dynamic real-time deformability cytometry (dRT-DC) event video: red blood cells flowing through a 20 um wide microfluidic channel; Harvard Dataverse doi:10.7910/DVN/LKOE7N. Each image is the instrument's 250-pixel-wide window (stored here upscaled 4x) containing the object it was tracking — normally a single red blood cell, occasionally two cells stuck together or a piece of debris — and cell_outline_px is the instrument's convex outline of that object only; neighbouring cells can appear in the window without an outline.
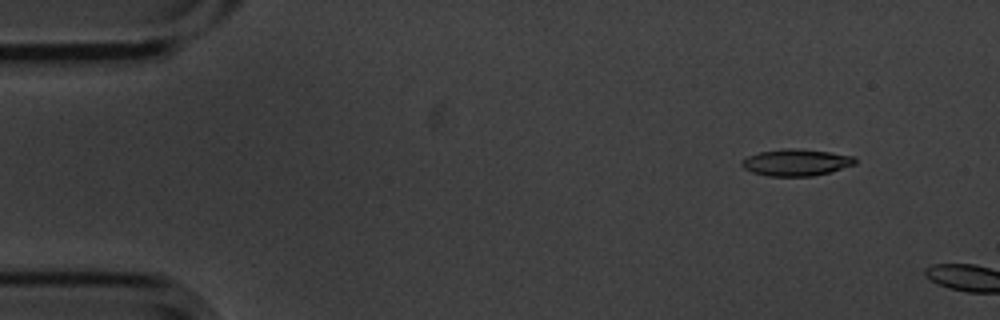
{"species": "common noctule bat (a hibernating species)", "species_latin": "Nyctalus noctula", "temperature_condition": "cold", "stored_images_in_passage": 4, "segment_of_instrument_passage": [2, 2], "camera_frame_rate_fps": 3000, "um_per_image_px": 0.085, "animal": {"sex": "male", "body_mass_g": 20.1, "forearm_length_mm": 53.5}, "frame": {"image": 1, "passage_image": 4, "time_ms": 1.0, "image_size_px": [1000, 320], "cell_outline_px": [[856, 164], [828, 172], [812, 176], [768, 176], [752, 172], [744, 168], [740, 164], [740, 160], [748, 156], [760, 152], [784, 148], [792, 148], [828, 152], [856, 156]], "centroid_in_image_um": [67.65, 13.8], "position_along_channel_um": 17.4, "area_um2": 17.57}}